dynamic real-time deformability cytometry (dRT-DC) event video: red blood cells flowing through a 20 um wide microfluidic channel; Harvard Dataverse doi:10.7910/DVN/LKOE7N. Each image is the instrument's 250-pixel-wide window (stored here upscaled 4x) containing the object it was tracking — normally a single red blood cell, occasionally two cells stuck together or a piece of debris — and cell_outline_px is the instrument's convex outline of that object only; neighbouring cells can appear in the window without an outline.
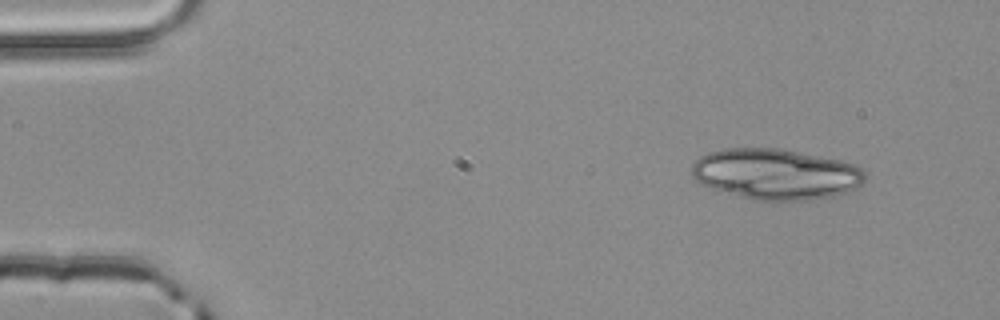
{"species": "common noctule bat (a hibernating species)", "species_latin": "Nyctalus noctula", "temperature_condition": "room temperature", "stored_images_in_passage": 4, "camera_frame_rate_fps": 3000, "um_per_image_px": 0.085, "animal": {"sex": "male", "body_mass_g": 20.4}, "frame": {"image": 1, "passage_image": 1, "time_ms": 0.0, "image_size_px": [1000, 320], "cell_outline_px": [[868, 176], [864, 184], [840, 196], [808, 200], [756, 200], [724, 192], [700, 184], [692, 176], [692, 164], [700, 156], [708, 152], [724, 148], [776, 148], [840, 160], [856, 164]], "centroid_in_image_um": [65.98, 14.81], "position_along_channel_um": 19.0, "area_um2": 51.62}}